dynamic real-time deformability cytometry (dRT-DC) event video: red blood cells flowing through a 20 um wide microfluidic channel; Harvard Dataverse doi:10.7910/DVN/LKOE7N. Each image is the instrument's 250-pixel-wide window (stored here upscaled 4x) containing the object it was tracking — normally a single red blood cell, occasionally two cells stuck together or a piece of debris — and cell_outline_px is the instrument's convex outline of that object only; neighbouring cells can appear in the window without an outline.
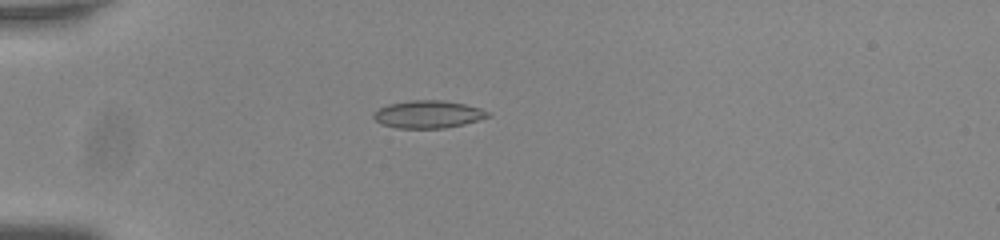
{"species": "common noctule bat (a hibernating species)", "species_latin": "Nyctalus noctula", "temperature_condition": "room temperature", "stored_images_in_passage": 41, "camera_frame_rate_fps": 3000, "um_per_image_px": 0.085, "animal": {"sex": "male", "body_mass_g": 20.0, "forearm_length_mm": 53.3}, "frame": {"image": 1, "passage_image": 2, "time_ms": 0.333, "image_size_px": [1000, 240], "cell_outline_px": [[492, 116], [464, 124], [444, 128], [396, 128], [380, 124], [372, 116], [372, 112], [388, 104], [412, 100], [440, 100], [464, 104], [480, 108], [492, 112]], "centroid_in_image_um": [36.4, 9.72], "position_along_channel_um": 48.6, "area_um2": 18.5}}
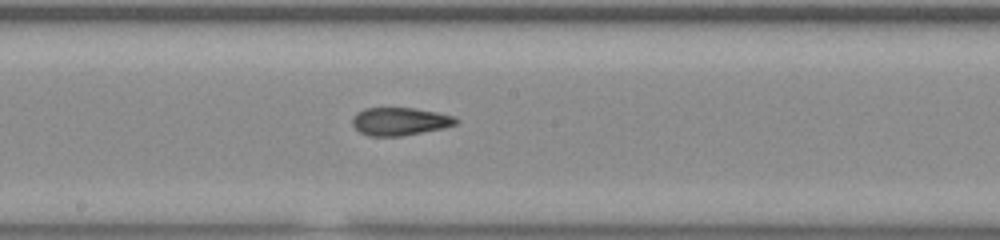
{"frame": {"image": 2, "passage_image": 17, "time_ms": 5.333, "image_size_px": [1000, 240], "cell_outline_px": [[460, 120], [456, 124], [444, 128], [400, 136], [368, 136], [360, 132], [352, 124], [352, 116], [356, 112], [364, 108], [412, 108], [436, 112], [456, 116]], "centroid_in_image_um": [33.98, 10.31], "position_along_channel_um": 214.2, "area_um2": 16.94}}
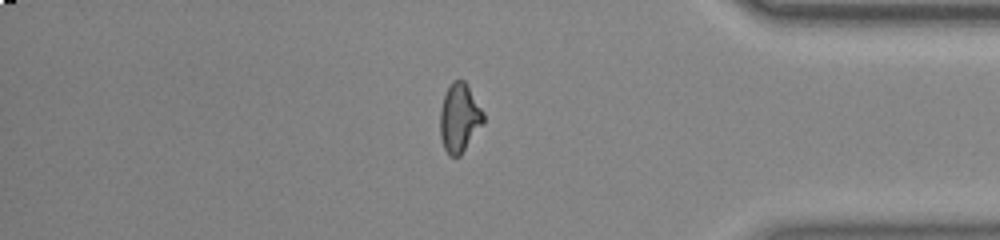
{"frame": {"image": 3, "passage_image": 33, "time_ms": 10.667, "image_size_px": [1000, 240], "cell_outline_px": [[484, 124], [460, 156], [448, 156], [444, 148], [440, 136], [440, 108], [444, 96], [452, 80], [464, 80], [484, 112]], "centroid_in_image_um": [39.05, 10.04], "position_along_channel_um": 396.1, "area_um2": 17.46}, "authors_computed_cell_mechanics": {"area_um2": 17.1666, "velocity_mm_per_s": 3.803, "shape_relaxation_time_tau1_ms": null, "shape_relaxation_time_tau2_ms": 1.4463, "deformation_change_tau1": null, "deformation_change_tau2": 0.0659}}